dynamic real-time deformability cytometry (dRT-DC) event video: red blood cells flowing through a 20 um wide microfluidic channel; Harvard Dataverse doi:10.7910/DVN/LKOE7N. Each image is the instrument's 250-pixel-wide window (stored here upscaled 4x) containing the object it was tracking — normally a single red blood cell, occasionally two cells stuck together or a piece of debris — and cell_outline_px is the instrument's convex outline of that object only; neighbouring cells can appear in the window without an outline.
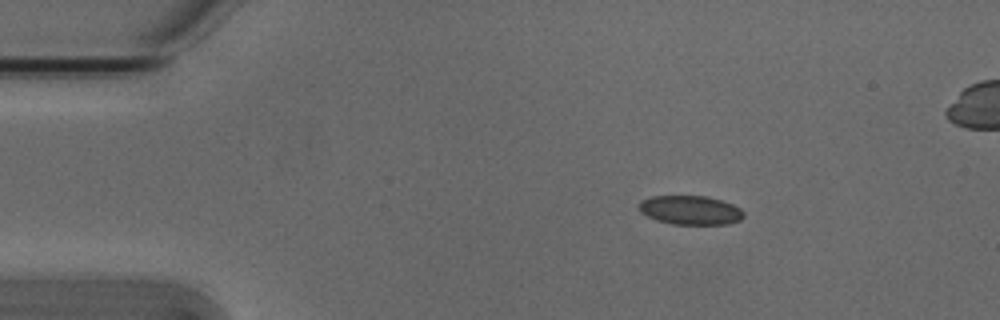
{"species": "Egyptian fruit bat (a non-hibernating species)", "species_latin": "Rousettus aegyptiacus", "temperature_condition": "cold", "stored_images_in_passage": 47, "camera_frame_rate_fps": 3000, "um_per_image_px": 0.085, "animal": {"sex": "male"}, "frame": {"image": 1, "passage_image": 1, "time_ms": 0.0, "image_size_px": [1000, 320], "cell_outline_px": [[744, 216], [740, 220], [728, 224], [672, 224], [656, 220], [640, 212], [640, 200], [652, 196], [708, 196], [732, 204], [740, 208], [744, 212]], "centroid_in_image_um": [58.69, 17.86], "position_along_channel_um": 26.3, "area_um2": 17.69}}
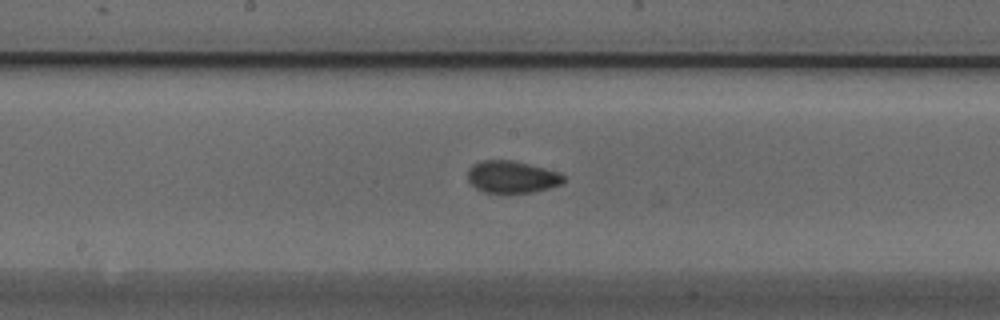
{"frame": {"image": 2, "passage_image": 20, "time_ms": 6.333, "image_size_px": [1000, 320], "cell_outline_px": [[564, 180], [560, 184], [548, 188], [532, 192], [484, 192], [476, 188], [468, 180], [468, 168], [472, 164], [480, 160], [512, 160], [560, 172], [564, 176]], "centroid_in_image_um": [43.48, 15.02], "position_along_channel_um": 204.7, "area_um2": 17.8}}
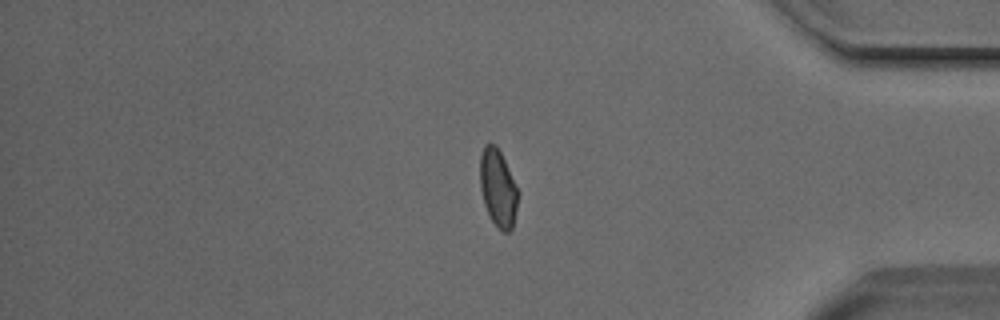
{"frame": {"image": 3, "passage_image": 37, "time_ms": 12.0, "image_size_px": [1000, 320], "cell_outline_px": [[520, 192], [512, 228], [508, 232], [504, 232], [492, 220], [484, 204], [480, 188], [480, 156], [484, 144], [496, 144]], "centroid_in_image_um": [42.33, 15.96], "position_along_channel_um": 392.9, "area_um2": 17.05}, "authors_computed_cell_mechanics": {"area_um2": 17.629, "velocity_mm_per_s": 3.8151, "shape_relaxation_time_tau1_ms": 6.2372, "shape_relaxation_time_tau2_ms": 2.2538, "deformation_change_tau1": 0.1176, "deformation_change_tau2": 0.0488}}